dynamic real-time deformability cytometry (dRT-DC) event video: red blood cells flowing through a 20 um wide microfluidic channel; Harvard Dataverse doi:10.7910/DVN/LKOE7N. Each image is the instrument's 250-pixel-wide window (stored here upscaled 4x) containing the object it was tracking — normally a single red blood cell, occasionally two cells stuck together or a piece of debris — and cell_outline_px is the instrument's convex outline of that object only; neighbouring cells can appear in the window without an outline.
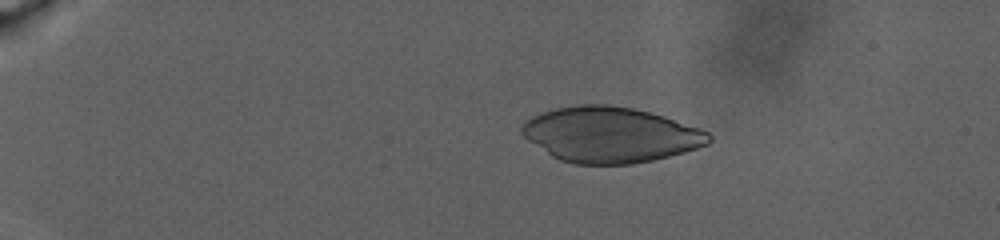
{"species": "human", "species_latin": "Homo sapiens", "temperature_condition": "warm", "stored_images_in_passage": 184, "camera_frame_rate_fps": 3000, "um_per_image_px": 0.085, "donor": {"sex": "male"}, "frame": {"image": 1, "passage_image": 41, "time_ms": 7.333, "image_size_px": [1000, 240], "cell_outline_px": [[712, 140], [708, 144], [684, 152], [652, 160], [632, 164], [576, 164], [560, 160], [552, 156], [528, 140], [520, 132], [520, 128], [524, 120], [540, 112], [556, 108], [576, 104], [608, 104], [632, 108], [664, 116], [700, 128], [708, 132], [712, 136]], "centroid_in_image_um": [51.85, 11.44], "position_along_channel_um": 33.1, "area_um2": 60.52}}